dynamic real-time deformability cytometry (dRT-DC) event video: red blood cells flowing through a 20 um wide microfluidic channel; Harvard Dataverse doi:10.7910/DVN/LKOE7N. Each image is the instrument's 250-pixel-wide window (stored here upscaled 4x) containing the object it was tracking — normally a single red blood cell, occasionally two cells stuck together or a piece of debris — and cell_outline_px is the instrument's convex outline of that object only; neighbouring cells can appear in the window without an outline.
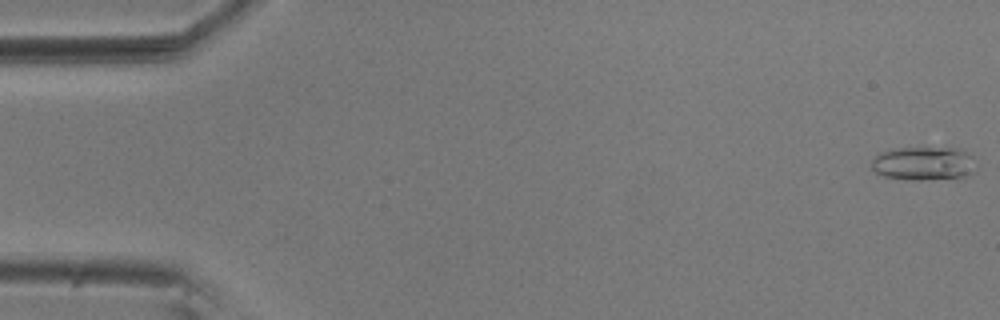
{"species": "common noctule bat (a hibernating species)", "species_latin": "Nyctalus noctula", "temperature_condition": "room temperature", "stored_images_in_passage": 56, "camera_frame_rate_fps": 3000, "um_per_image_px": 0.085, "animal": {"sex": "male", "body_mass_g": 20.5, "forearm_length_mm": 52.5}, "frame": {"image": 1, "passage_image": 1, "time_ms": 0.0, "image_size_px": [1000, 320], "cell_outline_px": [[976, 172], [968, 176], [920, 180], [912, 180], [884, 176], [876, 172], [872, 168], [872, 160], [880, 152], [900, 148], [960, 148], [972, 156]], "centroid_in_image_um": [78.54, 13.9], "position_along_channel_um": 6.5, "area_um2": 20.4}}
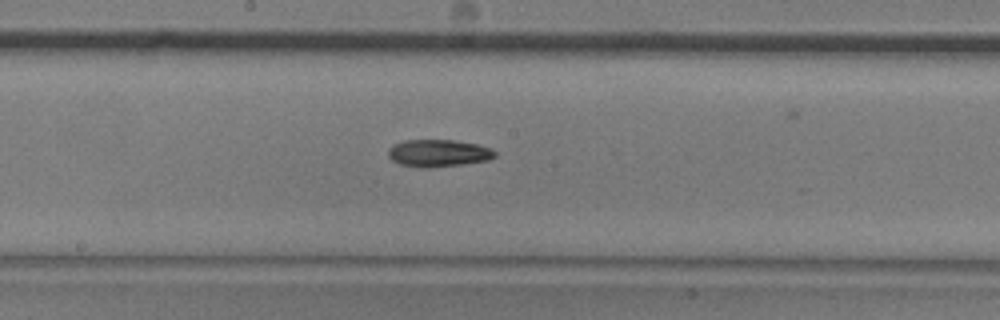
{"frame": {"image": 2, "passage_image": 29, "time_ms": 9.333, "image_size_px": [1000, 320], "cell_outline_px": [[496, 156], [488, 160], [460, 164], [428, 168], [420, 168], [400, 164], [392, 160], [388, 156], [388, 148], [392, 144], [404, 140], [456, 140], [476, 144], [492, 148], [496, 152]], "centroid_in_image_um": [37.23, 13.01], "position_along_channel_um": 211.0, "area_um2": 17.05}}
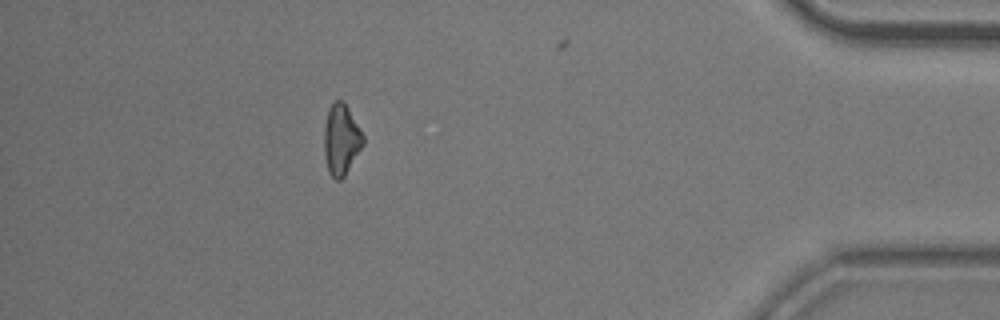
{"frame": {"image": 3, "passage_image": 49, "time_ms": 16.0, "image_size_px": [1000, 320], "cell_outline_px": [[364, 144], [344, 176], [340, 180], [336, 180], [328, 172], [324, 152], [324, 128], [328, 112], [332, 104], [336, 100], [344, 100], [360, 128], [364, 136]], "centroid_in_image_um": [29.01, 11.86], "position_along_channel_um": 406.2, "area_um2": 16.01}}